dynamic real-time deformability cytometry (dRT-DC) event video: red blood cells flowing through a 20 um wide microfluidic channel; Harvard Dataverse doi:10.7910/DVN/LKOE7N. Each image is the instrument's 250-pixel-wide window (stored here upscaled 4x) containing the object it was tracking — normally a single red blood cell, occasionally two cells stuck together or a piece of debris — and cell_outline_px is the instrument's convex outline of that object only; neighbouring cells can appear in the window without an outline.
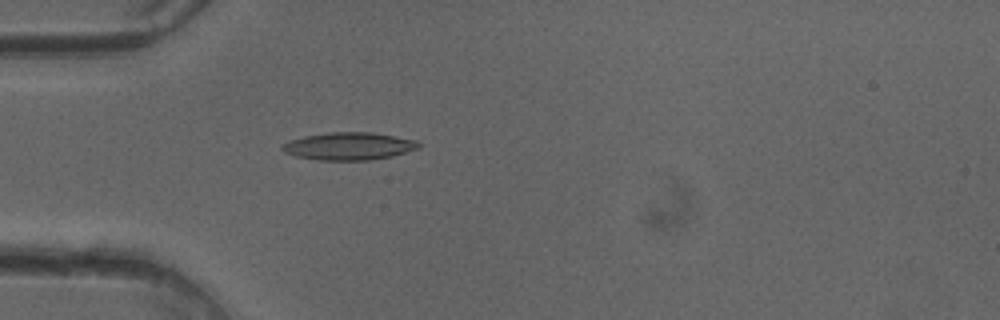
{"species": "common noctule bat (a hibernating species)", "species_latin": "Nyctalus noctula", "temperature_condition": "cold", "stored_images_in_passage": 51, "camera_frame_rate_fps": 3000, "um_per_image_px": 0.085, "animal": {"sex": "female"}, "frame": {"image": 1, "passage_image": 15, "time_ms": 4.667, "image_size_px": [1000, 320], "cell_outline_px": [[420, 148], [392, 156], [368, 160], [320, 160], [296, 156], [284, 152], [280, 148], [280, 144], [304, 136], [328, 132], [372, 132], [416, 140], [420, 144]], "centroid_in_image_um": [29.64, 12.42], "position_along_channel_um": 55.4, "area_um2": 21.91}}
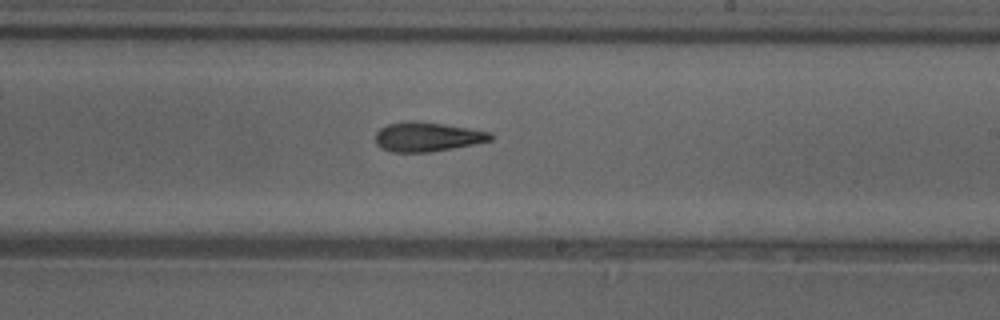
{"frame": {"image": 2, "passage_image": 30, "time_ms": 9.667, "image_size_px": [1000, 320], "cell_outline_px": [[492, 140], [452, 148], [428, 152], [392, 152], [380, 148], [376, 144], [376, 132], [380, 128], [388, 124], [408, 120], [420, 120], [492, 132]], "centroid_in_image_um": [36.28, 11.61], "position_along_channel_um": 252.7, "area_um2": 19.77}}
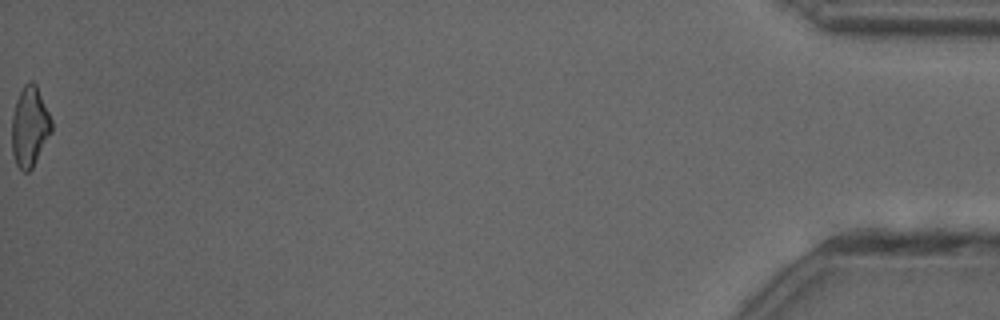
{"frame": {"image": 3, "passage_image": 51, "time_ms": 16.667, "image_size_px": [1000, 320], "cell_outline_px": [[52, 132], [32, 168], [28, 172], [24, 172], [16, 164], [12, 152], [12, 116], [16, 100], [24, 84], [28, 80], [32, 80], [36, 84], [52, 120]], "centroid_in_image_um": [2.53, 10.75], "position_along_channel_um": 432.7, "area_um2": 18.55}, "authors_computed_cell_mechanics": {"area_um2": 19.941, "velocity_mm_per_s": 4.0725, "shape_relaxation_time_tau1_ms": 8.8602, "shape_relaxation_time_tau2_ms": 4.1779, "deformation_change_tau1": 0.1978, "deformation_change_tau2": 0.1516}}